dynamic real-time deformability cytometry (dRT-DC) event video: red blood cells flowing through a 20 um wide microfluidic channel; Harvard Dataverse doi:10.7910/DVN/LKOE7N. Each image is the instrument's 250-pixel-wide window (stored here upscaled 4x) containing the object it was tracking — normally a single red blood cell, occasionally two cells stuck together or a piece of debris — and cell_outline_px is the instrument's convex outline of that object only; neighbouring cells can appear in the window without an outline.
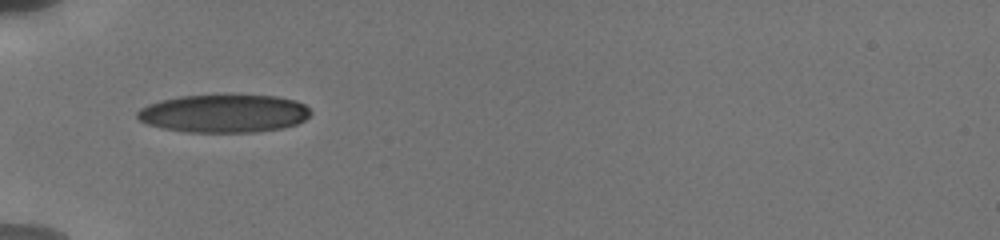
{"species": "human", "species_latin": "Homo sapiens", "temperature_condition": "cold", "stored_images_in_passage": 45, "camera_frame_rate_fps": 3000, "um_per_image_px": 0.085, "donor": {"sex": "male"}, "frame": {"image": 1, "passage_image": 1, "time_ms": 0.0, "image_size_px": [1000, 240], "cell_outline_px": [[312, 112], [304, 120], [296, 124], [280, 128], [252, 132], [188, 132], [160, 128], [148, 124], [140, 120], [136, 116], [136, 112], [140, 108], [148, 104], [160, 100], [180, 96], [276, 96], [296, 100], [304, 104]], "centroid_in_image_um": [19.01, 9.65], "position_along_channel_um": 66.0, "area_um2": 38.15}}
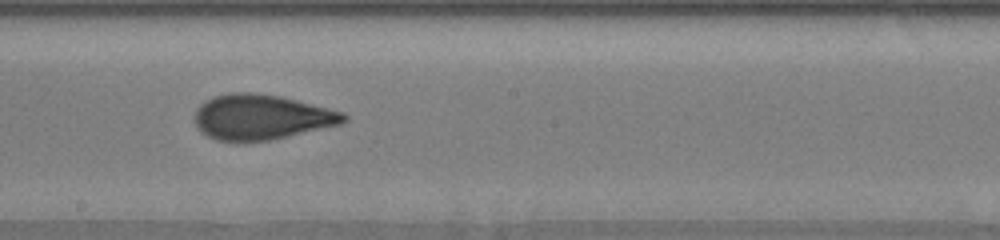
{"frame": {"image": 2, "passage_image": 23, "time_ms": 4.333, "image_size_px": [1000, 240], "cell_outline_px": [[348, 120], [340, 124], [272, 140], [216, 140], [200, 132], [196, 128], [196, 108], [204, 100], [212, 96], [228, 92], [252, 92], [280, 96], [344, 112], [348, 116]], "centroid_in_image_um": [22.2, 9.93], "position_along_channel_um": 226.0, "area_um2": 39.13}}
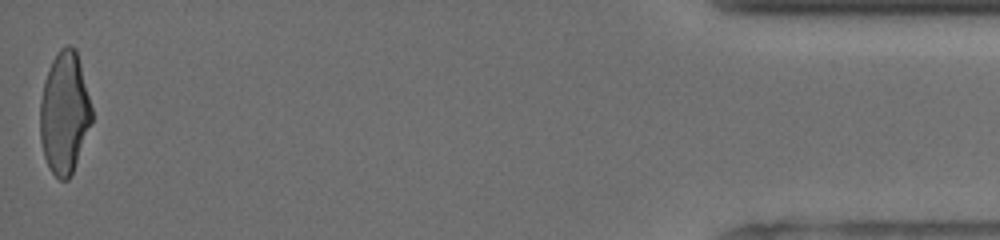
{"frame": {"image": 3, "passage_image": 45, "time_ms": 11.667, "image_size_px": [1000, 240], "cell_outline_px": [[92, 120], [72, 172], [68, 180], [60, 180], [48, 168], [44, 156], [40, 140], [40, 100], [44, 80], [52, 60], [60, 48], [68, 44], [76, 48], [92, 108]], "centroid_in_image_um": [5.46, 9.57], "position_along_channel_um": 429.7, "area_um2": 36.53}, "authors_computed_cell_mechanics": {"area_um2": 38.7838, "velocity_mm_per_s": 3.8384, "shape_relaxation_time_tau1_ms": 4.3547, "shape_relaxation_time_tau2_ms": 0.9581, "deformation_change_tau1": 0.1686, "deformation_change_tau2": 0.073}}